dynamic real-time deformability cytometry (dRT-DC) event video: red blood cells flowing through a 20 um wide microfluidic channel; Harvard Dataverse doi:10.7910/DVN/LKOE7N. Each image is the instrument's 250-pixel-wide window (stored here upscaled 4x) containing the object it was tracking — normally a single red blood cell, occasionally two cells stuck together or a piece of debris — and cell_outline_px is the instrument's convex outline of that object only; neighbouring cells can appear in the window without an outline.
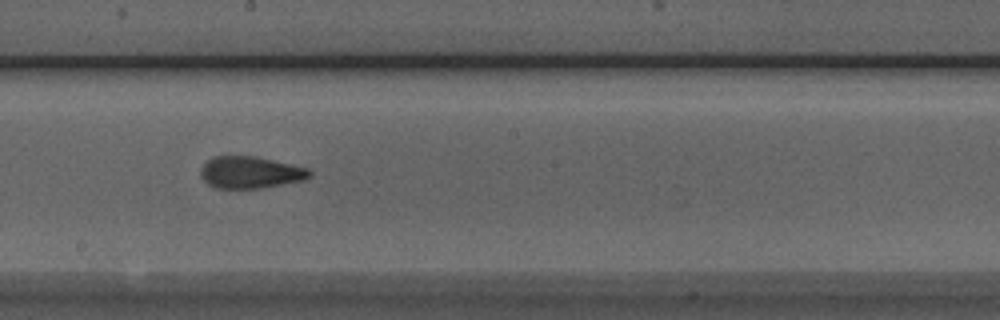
{"species": "Egyptian fruit bat (a non-hibernating species)", "species_latin": "Rousettus aegyptiacus", "temperature_condition": "room temperature", "stored_images_in_passage": 23, "camera_frame_rate_fps": 3000, "um_per_image_px": 0.085, "animal": {"sex": "male"}, "frame": {"image": 1, "passage_image": 17, "time_ms": 5.333, "image_size_px": [1000, 320], "cell_outline_px": [[312, 176], [304, 180], [260, 188], [216, 188], [208, 184], [200, 176], [200, 168], [212, 156], [256, 156], [308, 168], [312, 172]], "centroid_in_image_um": [21.27, 14.65], "position_along_channel_um": 226.9, "area_um2": 20.29}}
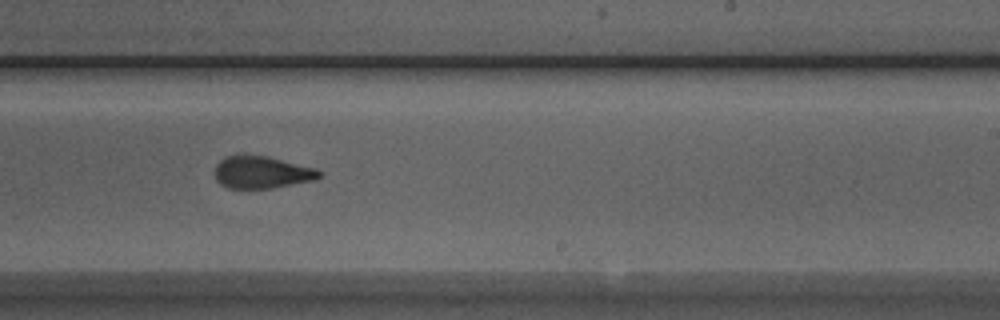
{"frame": {"image": 2, "passage_image": 20, "time_ms": 6.333, "image_size_px": [1000, 320], "cell_outline_px": [[324, 172], [316, 180], [272, 188], [228, 188], [220, 184], [216, 180], [216, 164], [224, 156], [268, 156], [316, 168]], "centroid_in_image_um": [22.29, 14.65], "position_along_channel_um": 266.7, "area_um2": 19.59}}